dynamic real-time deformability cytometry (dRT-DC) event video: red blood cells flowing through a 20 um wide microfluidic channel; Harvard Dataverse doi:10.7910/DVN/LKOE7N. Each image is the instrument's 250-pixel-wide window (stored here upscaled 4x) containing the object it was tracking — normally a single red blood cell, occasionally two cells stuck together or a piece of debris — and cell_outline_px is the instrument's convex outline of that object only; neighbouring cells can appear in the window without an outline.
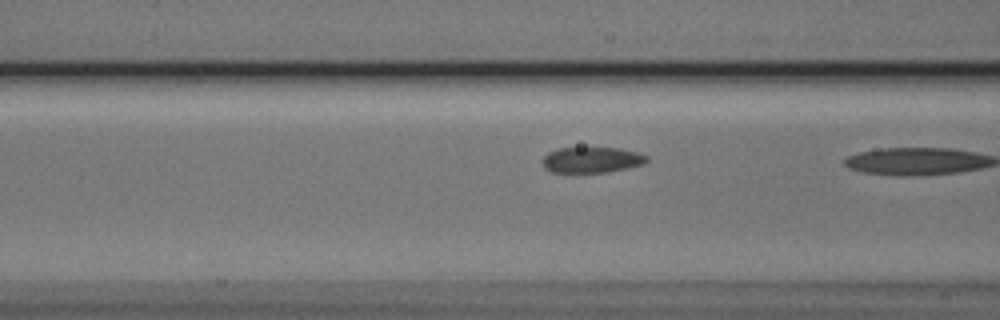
{"species": "Egyptian fruit bat (a non-hibernating species)", "species_latin": "Rousettus aegyptiacus", "temperature_condition": "cold", "stored_images_in_passage": 20, "camera_frame_rate_fps": 3000, "um_per_image_px": 0.085, "animal": {"sex": "male"}, "frame": {"image": 1, "passage_image": 19, "time_ms": 6.0, "image_size_px": [1000, 320], "cell_outline_px": [[648, 160], [644, 164], [604, 172], [552, 172], [544, 168], [540, 160], [548, 152], [560, 148], [620, 148], [636, 152], [648, 156]], "centroid_in_image_um": [50.26, 13.58], "position_along_channel_um": 116.3, "area_um2": 15.55}}